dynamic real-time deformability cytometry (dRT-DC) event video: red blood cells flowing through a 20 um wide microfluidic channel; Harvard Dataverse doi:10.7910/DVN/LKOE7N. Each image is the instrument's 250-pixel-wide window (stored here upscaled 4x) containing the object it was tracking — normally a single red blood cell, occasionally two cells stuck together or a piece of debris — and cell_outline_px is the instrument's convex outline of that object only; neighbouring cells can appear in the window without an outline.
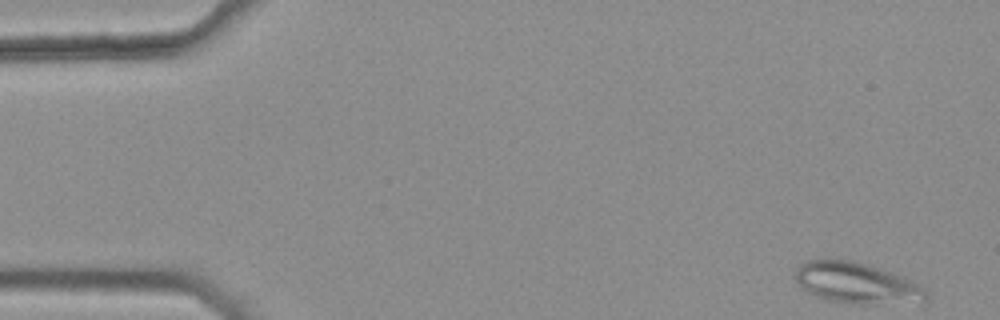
{"species": "common noctule bat (a hibernating species)", "species_latin": "Nyctalus noctula", "temperature_condition": "warm", "stored_images_in_passage": 42, "camera_frame_rate_fps": 3000, "um_per_image_px": 0.085, "animal": {"sex": "female", "body_mass_g": 25.1}, "frame": {"image": 1, "passage_image": 1, "time_ms": 0.0, "image_size_px": [1000, 320], "cell_outline_px": [[928, 296], [924, 300], [872, 304], [852, 304], [824, 300], [808, 292], [792, 276], [796, 268], [800, 264], [808, 260], [828, 256], [852, 260], [880, 268], [904, 276], [924, 288], [928, 292]], "centroid_in_image_um": [72.72, 24.01], "position_along_channel_um": 12.3, "area_um2": 31.73}}
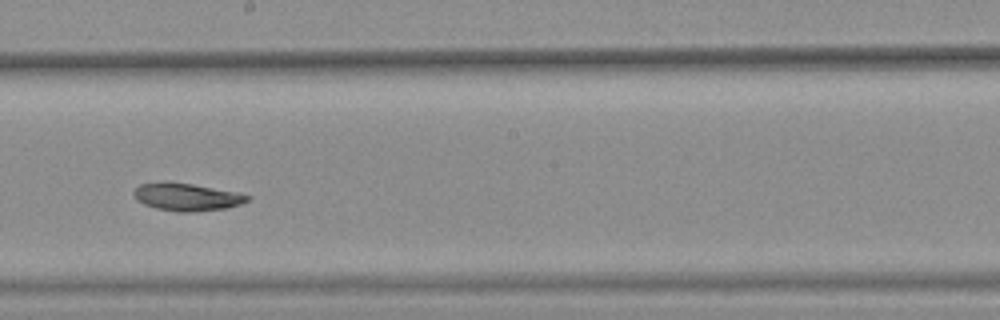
{"frame": {"image": 2, "passage_image": 28, "time_ms": 9.0, "image_size_px": [1000, 320], "cell_outline_px": [[252, 196], [248, 200], [240, 204], [224, 208], [192, 212], [180, 212], [156, 208], [144, 204], [136, 200], [132, 192], [140, 184], [160, 180], [164, 180], [192, 184], [236, 192]], "centroid_in_image_um": [15.81, 16.72], "position_along_channel_um": 232.4, "area_um2": 18.38}}
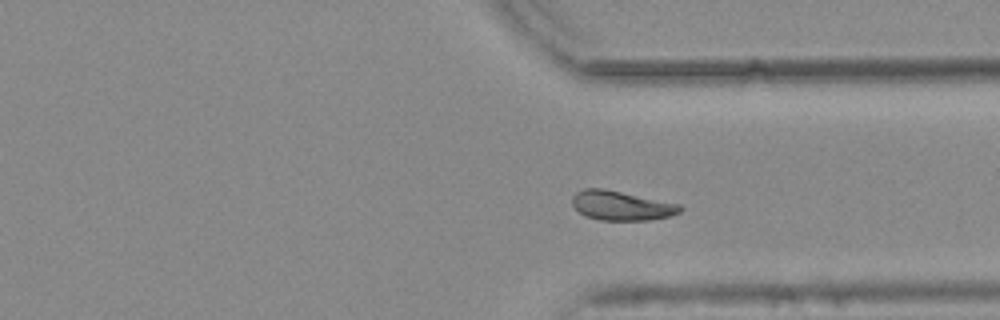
{"frame": {"image": 3, "passage_image": 38, "time_ms": 12.333, "image_size_px": [1000, 320], "cell_outline_px": [[684, 208], [680, 212], [668, 216], [648, 220], [600, 220], [584, 216], [572, 204], [572, 196], [576, 192], [584, 188], [604, 188], [680, 204]], "centroid_in_image_um": [52.8, 17.47], "position_along_channel_um": 358.6, "area_um2": 18.5}}